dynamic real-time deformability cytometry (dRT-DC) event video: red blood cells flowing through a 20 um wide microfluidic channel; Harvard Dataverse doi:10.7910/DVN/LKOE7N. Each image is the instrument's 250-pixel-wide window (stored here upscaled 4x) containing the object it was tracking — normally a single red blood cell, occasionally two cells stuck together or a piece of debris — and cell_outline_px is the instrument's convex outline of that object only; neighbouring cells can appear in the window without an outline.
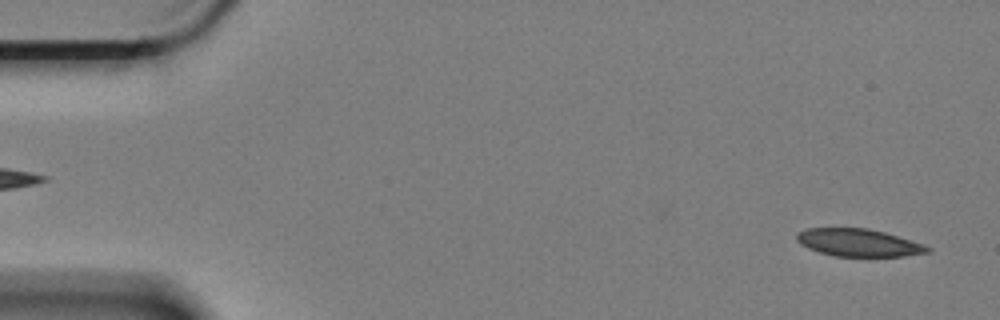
{"species": "Egyptian fruit bat (a non-hibernating species)", "species_latin": "Rousettus aegyptiacus", "temperature_condition": "cold", "stored_images_in_passage": 51, "camera_frame_rate_fps": 3000, "um_per_image_px": 0.085, "animal": {"sex": "female"}, "frame": {"image": 1, "passage_image": 2, "time_ms": 0.333, "image_size_px": [1000, 320], "cell_outline_px": [[932, 252], [904, 256], [832, 256], [808, 248], [800, 244], [796, 240], [796, 236], [800, 232], [808, 228], [868, 228], [884, 232], [924, 244], [932, 248]], "centroid_in_image_um": [73.0, 20.63], "position_along_channel_um": 12.0, "area_um2": 20.98}}
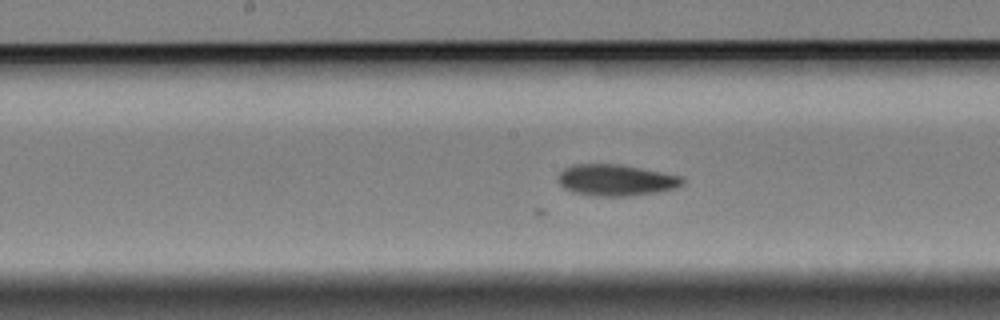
{"frame": {"image": 2, "passage_image": 29, "time_ms": 9.333, "image_size_px": [1000, 320], "cell_outline_px": [[684, 184], [676, 188], [660, 192], [628, 196], [596, 196], [572, 192], [564, 188], [556, 180], [556, 176], [564, 168], [572, 164], [620, 164], [684, 176]], "centroid_in_image_um": [52.36, 15.31], "position_along_channel_um": 195.8, "area_um2": 23.12}}
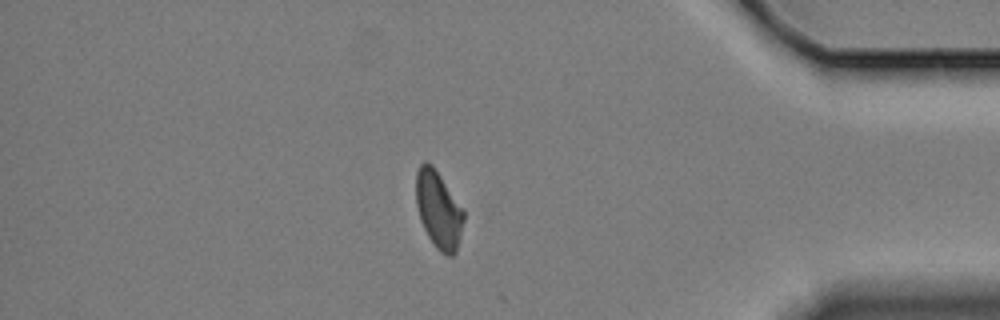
{"frame": {"image": 3, "passage_image": 50, "time_ms": 16.333, "image_size_px": [1000, 320], "cell_outline_px": [[464, 220], [456, 252], [452, 256], [448, 256], [440, 252], [436, 248], [428, 236], [420, 220], [416, 204], [416, 172], [420, 164], [424, 160], [432, 164], [464, 208]], "centroid_in_image_um": [37.28, 17.81], "position_along_channel_um": 397.9, "area_um2": 21.68}, "authors_computed_cell_mechanics": {"area_um2": 22.4842, "velocity_mm_per_s": 3.3451, "shape_relaxation_time_tau1_ms": null, "shape_relaxation_time_tau2_ms": 8.8662, "deformation_change_tau1": null, "deformation_change_tau2": 0.1324}}